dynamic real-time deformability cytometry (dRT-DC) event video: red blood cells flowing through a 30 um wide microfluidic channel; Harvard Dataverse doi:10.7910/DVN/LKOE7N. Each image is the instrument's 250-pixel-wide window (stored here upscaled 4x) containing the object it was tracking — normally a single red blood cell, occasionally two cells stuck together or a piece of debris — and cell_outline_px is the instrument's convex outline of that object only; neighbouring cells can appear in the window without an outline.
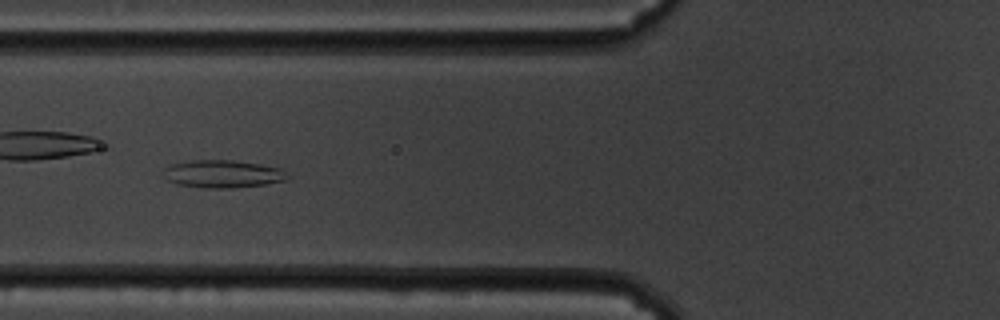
{"species": "common noctule bat (a hibernating species)", "species_latin": "Nyctalus noctula", "temperature_condition": "cold", "stored_images_in_passage": 37, "camera_frame_rate_fps": 3000, "um_per_image_px": 0.085, "animal": {"sex": "male", "body_mass_g": 19.5, "forearm_length_mm": 54.6}, "frame": {"image": 1, "passage_image": 6, "time_ms": 1.667, "image_size_px": [1000, 320], "cell_outline_px": [[288, 180], [264, 184], [232, 188], [204, 188], [176, 184], [168, 180], [164, 176], [164, 168], [172, 164], [192, 160], [232, 160], [260, 164], [280, 168], [288, 176]], "centroid_in_image_um": [18.92, 14.78], "position_along_channel_um": 106.9, "area_um2": 19.94}, "authors_computed_cell_mechanics": {"area_um2": 19.941, "velocity_mm_per_s": 3.5293, "shape_relaxation_time_tau1_ms": null, "shape_relaxation_time_tau2_ms": 2.7591, "deformation_change_tau1": null, "deformation_change_tau2": 0.0877}}